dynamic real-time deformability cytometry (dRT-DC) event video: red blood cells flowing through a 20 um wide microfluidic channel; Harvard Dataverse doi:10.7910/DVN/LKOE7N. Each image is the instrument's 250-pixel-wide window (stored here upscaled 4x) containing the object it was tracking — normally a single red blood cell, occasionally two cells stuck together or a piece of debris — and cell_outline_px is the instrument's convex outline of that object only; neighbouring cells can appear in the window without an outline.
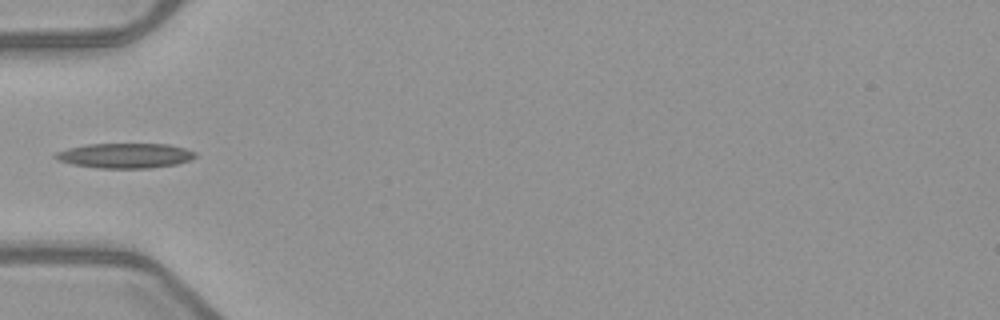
{"species": "common noctule bat (a hibernating species)", "species_latin": "Nyctalus noctula", "temperature_condition": "warm", "stored_images_in_passage": 35, "camera_frame_rate_fps": 3000, "um_per_image_px": 0.085, "animal": {"sex": "female", "body_mass_g": 21.9}, "frame": {"image": 1, "passage_image": 1, "time_ms": 0.0, "image_size_px": [1000, 320], "cell_outline_px": [[196, 156], [188, 160], [176, 164], [152, 168], [100, 168], [72, 164], [60, 160], [52, 156], [56, 152], [68, 148], [84, 144], [168, 144], [184, 148], [196, 152]], "centroid_in_image_um": [10.62, 13.22], "position_along_channel_um": 74.4, "area_um2": 20.23}}
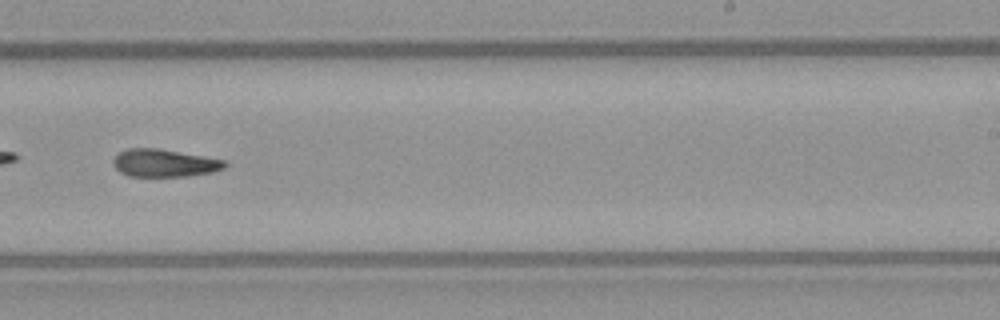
{"frame": {"image": 2, "passage_image": 16, "time_ms": 5.0, "image_size_px": [1000, 320], "cell_outline_px": [[228, 164], [224, 168], [212, 172], [188, 176], [128, 176], [120, 172], [112, 164], [112, 160], [120, 152], [128, 148], [160, 148], [224, 160]], "centroid_in_image_um": [13.95, 13.85], "position_along_channel_um": 275.0, "area_um2": 17.98}}
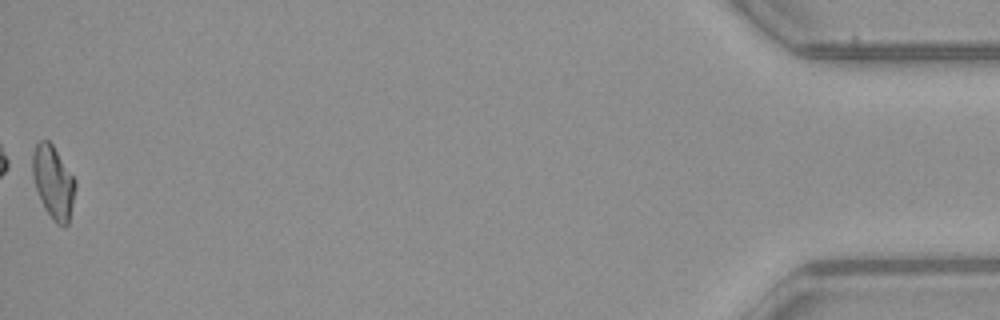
{"frame": {"image": 3, "passage_image": 35, "time_ms": 11.333, "image_size_px": [1000, 320], "cell_outline_px": [[76, 188], [68, 224], [64, 228], [56, 224], [44, 208], [36, 188], [32, 176], [32, 152], [36, 144], [40, 140], [48, 140], [52, 144], [76, 180]], "centroid_in_image_um": [4.53, 15.49], "position_along_channel_um": 430.7, "area_um2": 18.26}}